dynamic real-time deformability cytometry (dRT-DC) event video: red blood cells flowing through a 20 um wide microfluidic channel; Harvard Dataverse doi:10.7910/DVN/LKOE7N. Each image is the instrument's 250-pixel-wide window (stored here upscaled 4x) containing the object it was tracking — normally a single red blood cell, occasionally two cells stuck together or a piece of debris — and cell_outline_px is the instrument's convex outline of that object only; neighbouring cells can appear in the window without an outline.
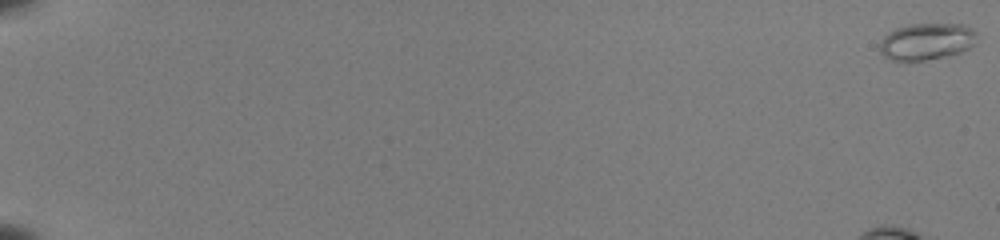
{"species": "common noctule bat (a hibernating species)", "species_latin": "Nyctalus noctula", "temperature_condition": "room temperature", "stored_images_in_passage": 25, "camera_frame_rate_fps": 3000, "um_per_image_px": 0.085, "animal": {"sex": "female", "body_mass_g": 22.0, "forearm_length_mm": 56.7}, "frame": {"image": 1, "passage_image": 1, "time_ms": 0.0, "image_size_px": [1000, 240], "cell_outline_px": [[976, 32], [972, 44], [968, 48], [960, 52], [948, 56], [908, 64], [900, 64], [884, 56], [880, 52], [880, 40], [888, 32], [896, 28], [908, 24], [964, 24], [972, 28]], "centroid_in_image_um": [78.68, 3.57], "position_along_channel_um": 6.3, "area_um2": 21.39}}